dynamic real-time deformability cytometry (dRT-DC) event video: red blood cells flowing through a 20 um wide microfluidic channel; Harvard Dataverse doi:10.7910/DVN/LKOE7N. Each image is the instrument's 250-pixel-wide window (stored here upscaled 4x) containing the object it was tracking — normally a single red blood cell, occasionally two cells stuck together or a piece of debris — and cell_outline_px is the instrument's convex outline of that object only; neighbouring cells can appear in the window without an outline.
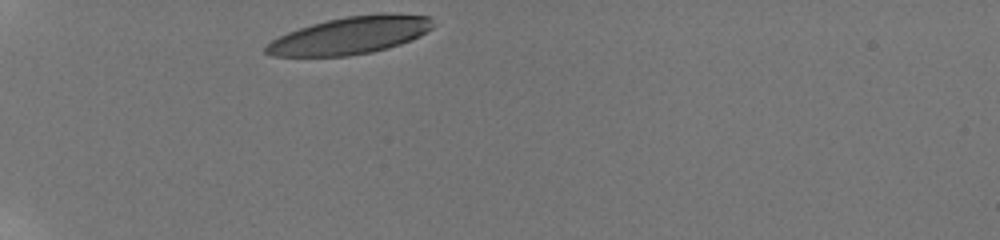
{"species": "human", "species_latin": "Homo sapiens", "temperature_condition": "room temperature", "stored_images_in_passage": 33, "camera_frame_rate_fps": 3000, "um_per_image_px": 0.085, "donor": {"sex": "male"}, "frame": {"image": 1, "passage_image": 1, "time_ms": 0.0, "image_size_px": [1000, 240], "cell_outline_px": [[432, 28], [420, 36], [400, 44], [372, 52], [348, 56], [272, 56], [264, 52], [264, 48], [272, 40], [288, 32], [312, 24], [328, 20], [348, 16], [380, 12], [384, 12], [432, 16]], "centroid_in_image_um": [29.8, 3.0], "position_along_channel_um": 55.2, "area_um2": 36.36}}
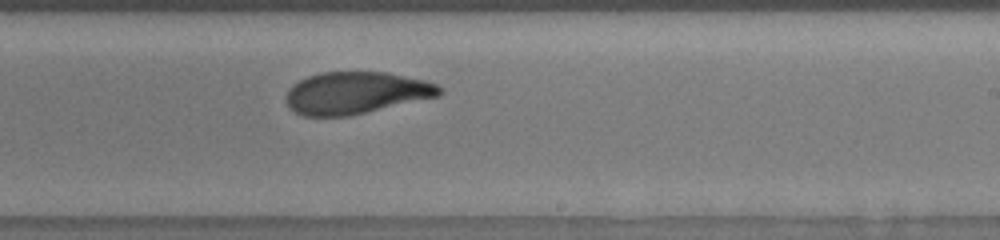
{"frame": {"image": 2, "passage_image": 20, "time_ms": 6.333, "image_size_px": [1000, 240], "cell_outline_px": [[444, 92], [440, 96], [348, 116], [304, 116], [288, 108], [284, 96], [288, 88], [292, 84], [308, 76], [320, 72], [384, 72], [424, 80], [436, 84]], "centroid_in_image_um": [30.21, 7.9], "position_along_channel_um": 258.8, "area_um2": 37.69}}
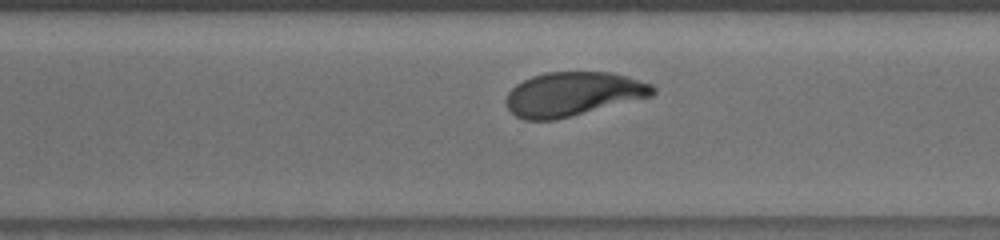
{"frame": {"image": 3, "passage_image": 25, "time_ms": 8.0, "image_size_px": [1000, 240], "cell_outline_px": [[656, 92], [652, 96], [556, 120], [524, 120], [516, 116], [508, 108], [508, 92], [516, 84], [532, 76], [544, 72], [612, 72], [628, 76], [652, 84], [656, 88]], "centroid_in_image_um": [48.74, 7.99], "position_along_channel_um": 321.9, "area_um2": 37.63}, "authors_computed_cell_mechanics": {"area_um2": 38.0902, "velocity_mm_per_s": 3.7951, "shape_relaxation_time_tau1_ms": 3.9934, "shape_relaxation_time_tau2_ms": 1.6165, "deformation_change_tau1": 0.1956, "deformation_change_tau2": 0.0815}}